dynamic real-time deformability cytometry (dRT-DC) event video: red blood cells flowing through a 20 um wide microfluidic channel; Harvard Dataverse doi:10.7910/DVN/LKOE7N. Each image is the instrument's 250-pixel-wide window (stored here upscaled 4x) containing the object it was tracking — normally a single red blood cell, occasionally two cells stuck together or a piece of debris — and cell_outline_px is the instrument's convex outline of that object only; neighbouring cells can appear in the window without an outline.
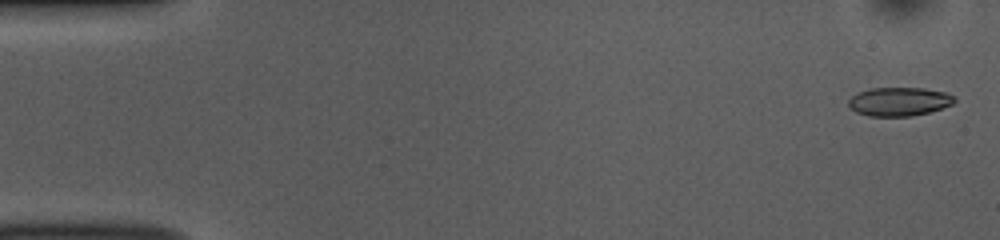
{"species": "common noctule bat (a hibernating species)", "species_latin": "Nyctalus noctula", "temperature_condition": "room temperature", "stored_images_in_passage": 52, "camera_frame_rate_fps": 3000, "um_per_image_px": 0.085, "animal": {"sex": "female", "body_mass_g": 10.0, "forearm_length_mm": 53.1}, "frame": {"image": 1, "passage_image": 2, "time_ms": 0.333, "image_size_px": [1000, 240], "cell_outline_px": [[956, 100], [952, 104], [928, 112], [912, 116], [868, 116], [856, 112], [848, 104], [848, 100], [856, 92], [868, 88], [924, 88], [944, 92], [956, 96]], "centroid_in_image_um": [76.4, 8.62], "position_along_channel_um": 8.6, "area_um2": 17.74}}
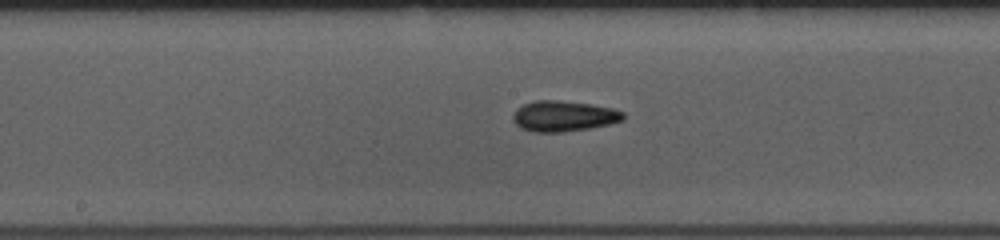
{"frame": {"image": 2, "passage_image": 27, "time_ms": 8.667, "image_size_px": [1000, 240], "cell_outline_px": [[624, 120], [608, 124], [588, 128], [564, 132], [536, 132], [520, 128], [512, 120], [512, 116], [516, 108], [524, 104], [536, 100], [556, 100], [592, 104], [612, 108], [624, 112]], "centroid_in_image_um": [47.89, 9.86], "position_along_channel_um": 200.3, "area_um2": 19.71}}
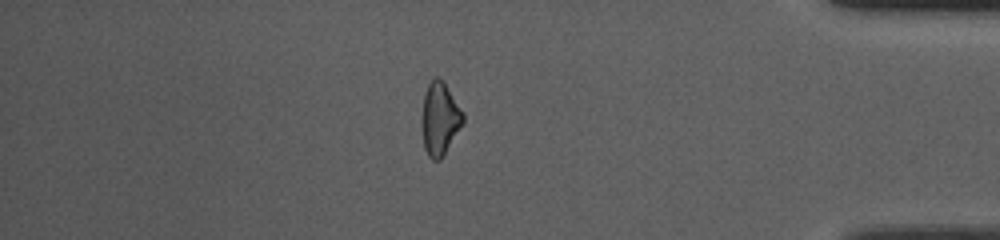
{"frame": {"image": 3, "passage_image": 45, "time_ms": 14.667, "image_size_px": [1000, 240], "cell_outline_px": [[464, 120], [440, 160], [432, 160], [428, 156], [424, 148], [420, 120], [420, 116], [424, 96], [428, 84], [432, 76], [440, 76], [444, 80], [464, 112]], "centroid_in_image_um": [37.35, 10.02], "position_along_channel_um": 397.8, "area_um2": 17.86}, "authors_computed_cell_mechanics": {"area_um2": 18.0914, "velocity_mm_per_s": 3.8575, "shape_relaxation_time_tau1_ms": 4.1303, "shape_relaxation_time_tau2_ms": 9.2541, "deformation_change_tau1": 0.0828, "deformation_change_tau2": 0.1514}}